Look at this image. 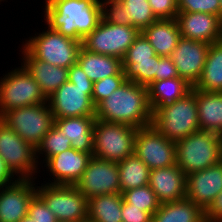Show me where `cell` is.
I'll return each instance as SVG.
<instances>
[{
  "mask_svg": "<svg viewBox=\"0 0 222 222\" xmlns=\"http://www.w3.org/2000/svg\"><path fill=\"white\" fill-rule=\"evenodd\" d=\"M40 85L21 65L0 78V117L9 110L46 103Z\"/></svg>",
  "mask_w": 222,
  "mask_h": 222,
  "instance_id": "obj_8",
  "label": "cell"
},
{
  "mask_svg": "<svg viewBox=\"0 0 222 222\" xmlns=\"http://www.w3.org/2000/svg\"><path fill=\"white\" fill-rule=\"evenodd\" d=\"M44 22L65 37L83 42L102 20L99 0H45Z\"/></svg>",
  "mask_w": 222,
  "mask_h": 222,
  "instance_id": "obj_1",
  "label": "cell"
},
{
  "mask_svg": "<svg viewBox=\"0 0 222 222\" xmlns=\"http://www.w3.org/2000/svg\"><path fill=\"white\" fill-rule=\"evenodd\" d=\"M205 222H222V191L204 211Z\"/></svg>",
  "mask_w": 222,
  "mask_h": 222,
  "instance_id": "obj_43",
  "label": "cell"
},
{
  "mask_svg": "<svg viewBox=\"0 0 222 222\" xmlns=\"http://www.w3.org/2000/svg\"><path fill=\"white\" fill-rule=\"evenodd\" d=\"M77 63L93 83L108 76L124 75L120 58L92 53L83 46L80 48Z\"/></svg>",
  "mask_w": 222,
  "mask_h": 222,
  "instance_id": "obj_24",
  "label": "cell"
},
{
  "mask_svg": "<svg viewBox=\"0 0 222 222\" xmlns=\"http://www.w3.org/2000/svg\"><path fill=\"white\" fill-rule=\"evenodd\" d=\"M122 66L126 81L148 87L155 81V75L158 73V55L153 56L152 61H134L122 63Z\"/></svg>",
  "mask_w": 222,
  "mask_h": 222,
  "instance_id": "obj_32",
  "label": "cell"
},
{
  "mask_svg": "<svg viewBox=\"0 0 222 222\" xmlns=\"http://www.w3.org/2000/svg\"><path fill=\"white\" fill-rule=\"evenodd\" d=\"M209 46V43L180 37L170 56L179 77L192 87L196 85L202 75Z\"/></svg>",
  "mask_w": 222,
  "mask_h": 222,
  "instance_id": "obj_15",
  "label": "cell"
},
{
  "mask_svg": "<svg viewBox=\"0 0 222 222\" xmlns=\"http://www.w3.org/2000/svg\"><path fill=\"white\" fill-rule=\"evenodd\" d=\"M122 222H152V215L143 208L133 207L123 199Z\"/></svg>",
  "mask_w": 222,
  "mask_h": 222,
  "instance_id": "obj_41",
  "label": "cell"
},
{
  "mask_svg": "<svg viewBox=\"0 0 222 222\" xmlns=\"http://www.w3.org/2000/svg\"><path fill=\"white\" fill-rule=\"evenodd\" d=\"M19 222H35L29 215L23 217Z\"/></svg>",
  "mask_w": 222,
  "mask_h": 222,
  "instance_id": "obj_45",
  "label": "cell"
},
{
  "mask_svg": "<svg viewBox=\"0 0 222 222\" xmlns=\"http://www.w3.org/2000/svg\"><path fill=\"white\" fill-rule=\"evenodd\" d=\"M154 15L158 19H176L178 14L177 0H148Z\"/></svg>",
  "mask_w": 222,
  "mask_h": 222,
  "instance_id": "obj_40",
  "label": "cell"
},
{
  "mask_svg": "<svg viewBox=\"0 0 222 222\" xmlns=\"http://www.w3.org/2000/svg\"><path fill=\"white\" fill-rule=\"evenodd\" d=\"M139 34L140 31L134 26L116 25L102 19L83 39L82 46L92 53L110 55L122 60Z\"/></svg>",
  "mask_w": 222,
  "mask_h": 222,
  "instance_id": "obj_12",
  "label": "cell"
},
{
  "mask_svg": "<svg viewBox=\"0 0 222 222\" xmlns=\"http://www.w3.org/2000/svg\"><path fill=\"white\" fill-rule=\"evenodd\" d=\"M200 130L222 135V92L196 89Z\"/></svg>",
  "mask_w": 222,
  "mask_h": 222,
  "instance_id": "obj_25",
  "label": "cell"
},
{
  "mask_svg": "<svg viewBox=\"0 0 222 222\" xmlns=\"http://www.w3.org/2000/svg\"><path fill=\"white\" fill-rule=\"evenodd\" d=\"M152 125L167 139L177 141L200 130L196 89L153 112Z\"/></svg>",
  "mask_w": 222,
  "mask_h": 222,
  "instance_id": "obj_5",
  "label": "cell"
},
{
  "mask_svg": "<svg viewBox=\"0 0 222 222\" xmlns=\"http://www.w3.org/2000/svg\"><path fill=\"white\" fill-rule=\"evenodd\" d=\"M186 179L187 175L175 164L151 170L148 185L163 204L186 198Z\"/></svg>",
  "mask_w": 222,
  "mask_h": 222,
  "instance_id": "obj_20",
  "label": "cell"
},
{
  "mask_svg": "<svg viewBox=\"0 0 222 222\" xmlns=\"http://www.w3.org/2000/svg\"><path fill=\"white\" fill-rule=\"evenodd\" d=\"M0 156L17 179H37L40 174L36 149L1 120Z\"/></svg>",
  "mask_w": 222,
  "mask_h": 222,
  "instance_id": "obj_11",
  "label": "cell"
},
{
  "mask_svg": "<svg viewBox=\"0 0 222 222\" xmlns=\"http://www.w3.org/2000/svg\"><path fill=\"white\" fill-rule=\"evenodd\" d=\"M181 37L204 43L222 39V20L213 14L178 12L176 16Z\"/></svg>",
  "mask_w": 222,
  "mask_h": 222,
  "instance_id": "obj_19",
  "label": "cell"
},
{
  "mask_svg": "<svg viewBox=\"0 0 222 222\" xmlns=\"http://www.w3.org/2000/svg\"><path fill=\"white\" fill-rule=\"evenodd\" d=\"M141 33L146 37L158 56H171L180 35L176 19H158Z\"/></svg>",
  "mask_w": 222,
  "mask_h": 222,
  "instance_id": "obj_23",
  "label": "cell"
},
{
  "mask_svg": "<svg viewBox=\"0 0 222 222\" xmlns=\"http://www.w3.org/2000/svg\"><path fill=\"white\" fill-rule=\"evenodd\" d=\"M91 154L70 148L60 154L52 156L42 166L50 177L45 184L75 185L84 173ZM48 169V170H47ZM51 179V180H50ZM50 181V182H49Z\"/></svg>",
  "mask_w": 222,
  "mask_h": 222,
  "instance_id": "obj_17",
  "label": "cell"
},
{
  "mask_svg": "<svg viewBox=\"0 0 222 222\" xmlns=\"http://www.w3.org/2000/svg\"><path fill=\"white\" fill-rule=\"evenodd\" d=\"M70 148L71 141L64 136L55 125H53L50 131L43 137L42 142L36 148V160L38 165H40L39 167H42V165L45 164L52 156L60 154Z\"/></svg>",
  "mask_w": 222,
  "mask_h": 222,
  "instance_id": "obj_31",
  "label": "cell"
},
{
  "mask_svg": "<svg viewBox=\"0 0 222 222\" xmlns=\"http://www.w3.org/2000/svg\"><path fill=\"white\" fill-rule=\"evenodd\" d=\"M0 120L35 149L54 125V116L48 101L9 110Z\"/></svg>",
  "mask_w": 222,
  "mask_h": 222,
  "instance_id": "obj_9",
  "label": "cell"
},
{
  "mask_svg": "<svg viewBox=\"0 0 222 222\" xmlns=\"http://www.w3.org/2000/svg\"><path fill=\"white\" fill-rule=\"evenodd\" d=\"M156 52L146 37L140 32L133 44L127 50L122 63H133L134 61H152Z\"/></svg>",
  "mask_w": 222,
  "mask_h": 222,
  "instance_id": "obj_35",
  "label": "cell"
},
{
  "mask_svg": "<svg viewBox=\"0 0 222 222\" xmlns=\"http://www.w3.org/2000/svg\"><path fill=\"white\" fill-rule=\"evenodd\" d=\"M21 65L40 85L41 91L48 99L62 84L68 80V68L51 65L34 58L23 46Z\"/></svg>",
  "mask_w": 222,
  "mask_h": 222,
  "instance_id": "obj_21",
  "label": "cell"
},
{
  "mask_svg": "<svg viewBox=\"0 0 222 222\" xmlns=\"http://www.w3.org/2000/svg\"><path fill=\"white\" fill-rule=\"evenodd\" d=\"M176 164L186 174L204 170L222 160V135L199 130L175 142Z\"/></svg>",
  "mask_w": 222,
  "mask_h": 222,
  "instance_id": "obj_4",
  "label": "cell"
},
{
  "mask_svg": "<svg viewBox=\"0 0 222 222\" xmlns=\"http://www.w3.org/2000/svg\"><path fill=\"white\" fill-rule=\"evenodd\" d=\"M36 184V194L57 221L80 222L87 219L88 200L75 185Z\"/></svg>",
  "mask_w": 222,
  "mask_h": 222,
  "instance_id": "obj_10",
  "label": "cell"
},
{
  "mask_svg": "<svg viewBox=\"0 0 222 222\" xmlns=\"http://www.w3.org/2000/svg\"><path fill=\"white\" fill-rule=\"evenodd\" d=\"M95 118L135 128L152 125L153 111L148 88L133 81H125L95 107Z\"/></svg>",
  "mask_w": 222,
  "mask_h": 222,
  "instance_id": "obj_2",
  "label": "cell"
},
{
  "mask_svg": "<svg viewBox=\"0 0 222 222\" xmlns=\"http://www.w3.org/2000/svg\"><path fill=\"white\" fill-rule=\"evenodd\" d=\"M45 31L36 32L22 42V46L36 59L58 67L70 68L77 62L83 42L65 37L45 26Z\"/></svg>",
  "mask_w": 222,
  "mask_h": 222,
  "instance_id": "obj_6",
  "label": "cell"
},
{
  "mask_svg": "<svg viewBox=\"0 0 222 222\" xmlns=\"http://www.w3.org/2000/svg\"><path fill=\"white\" fill-rule=\"evenodd\" d=\"M80 222H93V221H90L89 219H86V220L80 221Z\"/></svg>",
  "mask_w": 222,
  "mask_h": 222,
  "instance_id": "obj_47",
  "label": "cell"
},
{
  "mask_svg": "<svg viewBox=\"0 0 222 222\" xmlns=\"http://www.w3.org/2000/svg\"><path fill=\"white\" fill-rule=\"evenodd\" d=\"M75 187L87 200L98 195L121 193L118 164L92 156Z\"/></svg>",
  "mask_w": 222,
  "mask_h": 222,
  "instance_id": "obj_14",
  "label": "cell"
},
{
  "mask_svg": "<svg viewBox=\"0 0 222 222\" xmlns=\"http://www.w3.org/2000/svg\"><path fill=\"white\" fill-rule=\"evenodd\" d=\"M178 12H201L220 18L219 0H177Z\"/></svg>",
  "mask_w": 222,
  "mask_h": 222,
  "instance_id": "obj_38",
  "label": "cell"
},
{
  "mask_svg": "<svg viewBox=\"0 0 222 222\" xmlns=\"http://www.w3.org/2000/svg\"><path fill=\"white\" fill-rule=\"evenodd\" d=\"M193 88L222 92V39L210 44L202 75Z\"/></svg>",
  "mask_w": 222,
  "mask_h": 222,
  "instance_id": "obj_28",
  "label": "cell"
},
{
  "mask_svg": "<svg viewBox=\"0 0 222 222\" xmlns=\"http://www.w3.org/2000/svg\"><path fill=\"white\" fill-rule=\"evenodd\" d=\"M134 154L151 170L176 164L175 141L167 139L153 125L138 128Z\"/></svg>",
  "mask_w": 222,
  "mask_h": 222,
  "instance_id": "obj_13",
  "label": "cell"
},
{
  "mask_svg": "<svg viewBox=\"0 0 222 222\" xmlns=\"http://www.w3.org/2000/svg\"><path fill=\"white\" fill-rule=\"evenodd\" d=\"M17 180L18 179L11 173V171L6 166L5 161L0 156V187L13 184Z\"/></svg>",
  "mask_w": 222,
  "mask_h": 222,
  "instance_id": "obj_44",
  "label": "cell"
},
{
  "mask_svg": "<svg viewBox=\"0 0 222 222\" xmlns=\"http://www.w3.org/2000/svg\"><path fill=\"white\" fill-rule=\"evenodd\" d=\"M138 128L122 123L96 119L93 127V156L120 162L134 153V138Z\"/></svg>",
  "mask_w": 222,
  "mask_h": 222,
  "instance_id": "obj_7",
  "label": "cell"
},
{
  "mask_svg": "<svg viewBox=\"0 0 222 222\" xmlns=\"http://www.w3.org/2000/svg\"><path fill=\"white\" fill-rule=\"evenodd\" d=\"M121 193L105 194L88 199L87 219L93 222H122Z\"/></svg>",
  "mask_w": 222,
  "mask_h": 222,
  "instance_id": "obj_29",
  "label": "cell"
},
{
  "mask_svg": "<svg viewBox=\"0 0 222 222\" xmlns=\"http://www.w3.org/2000/svg\"><path fill=\"white\" fill-rule=\"evenodd\" d=\"M117 164L121 194L129 189L148 185L151 169L134 153Z\"/></svg>",
  "mask_w": 222,
  "mask_h": 222,
  "instance_id": "obj_30",
  "label": "cell"
},
{
  "mask_svg": "<svg viewBox=\"0 0 222 222\" xmlns=\"http://www.w3.org/2000/svg\"><path fill=\"white\" fill-rule=\"evenodd\" d=\"M152 222H205L204 211L188 198L160 204Z\"/></svg>",
  "mask_w": 222,
  "mask_h": 222,
  "instance_id": "obj_26",
  "label": "cell"
},
{
  "mask_svg": "<svg viewBox=\"0 0 222 222\" xmlns=\"http://www.w3.org/2000/svg\"><path fill=\"white\" fill-rule=\"evenodd\" d=\"M126 81L124 75H114L94 82L92 91V102L96 107L106 99L112 92L118 89Z\"/></svg>",
  "mask_w": 222,
  "mask_h": 222,
  "instance_id": "obj_36",
  "label": "cell"
},
{
  "mask_svg": "<svg viewBox=\"0 0 222 222\" xmlns=\"http://www.w3.org/2000/svg\"><path fill=\"white\" fill-rule=\"evenodd\" d=\"M126 11V17L131 21V26L140 32L158 20L150 7L148 0H119Z\"/></svg>",
  "mask_w": 222,
  "mask_h": 222,
  "instance_id": "obj_33",
  "label": "cell"
},
{
  "mask_svg": "<svg viewBox=\"0 0 222 222\" xmlns=\"http://www.w3.org/2000/svg\"><path fill=\"white\" fill-rule=\"evenodd\" d=\"M28 215L35 222H57L55 215L37 194L29 204Z\"/></svg>",
  "mask_w": 222,
  "mask_h": 222,
  "instance_id": "obj_39",
  "label": "cell"
},
{
  "mask_svg": "<svg viewBox=\"0 0 222 222\" xmlns=\"http://www.w3.org/2000/svg\"><path fill=\"white\" fill-rule=\"evenodd\" d=\"M93 85L79 64H73L68 69V80L48 98L54 119L95 116Z\"/></svg>",
  "mask_w": 222,
  "mask_h": 222,
  "instance_id": "obj_3",
  "label": "cell"
},
{
  "mask_svg": "<svg viewBox=\"0 0 222 222\" xmlns=\"http://www.w3.org/2000/svg\"><path fill=\"white\" fill-rule=\"evenodd\" d=\"M95 121V116L56 118L54 125L71 141V148L93 156Z\"/></svg>",
  "mask_w": 222,
  "mask_h": 222,
  "instance_id": "obj_22",
  "label": "cell"
},
{
  "mask_svg": "<svg viewBox=\"0 0 222 222\" xmlns=\"http://www.w3.org/2000/svg\"><path fill=\"white\" fill-rule=\"evenodd\" d=\"M147 88L149 103L154 112L160 106L183 98L191 91L192 86L184 79L176 77L154 81Z\"/></svg>",
  "mask_w": 222,
  "mask_h": 222,
  "instance_id": "obj_27",
  "label": "cell"
},
{
  "mask_svg": "<svg viewBox=\"0 0 222 222\" xmlns=\"http://www.w3.org/2000/svg\"><path fill=\"white\" fill-rule=\"evenodd\" d=\"M36 179H18L0 187V222H19L28 215L32 198L36 195Z\"/></svg>",
  "mask_w": 222,
  "mask_h": 222,
  "instance_id": "obj_16",
  "label": "cell"
},
{
  "mask_svg": "<svg viewBox=\"0 0 222 222\" xmlns=\"http://www.w3.org/2000/svg\"><path fill=\"white\" fill-rule=\"evenodd\" d=\"M123 199L136 208H143V211L153 215L160 206L155 192L149 185L132 188L122 193Z\"/></svg>",
  "mask_w": 222,
  "mask_h": 222,
  "instance_id": "obj_34",
  "label": "cell"
},
{
  "mask_svg": "<svg viewBox=\"0 0 222 222\" xmlns=\"http://www.w3.org/2000/svg\"><path fill=\"white\" fill-rule=\"evenodd\" d=\"M102 19L107 23L116 25H131V21L126 17V11L119 0L101 1Z\"/></svg>",
  "mask_w": 222,
  "mask_h": 222,
  "instance_id": "obj_37",
  "label": "cell"
},
{
  "mask_svg": "<svg viewBox=\"0 0 222 222\" xmlns=\"http://www.w3.org/2000/svg\"><path fill=\"white\" fill-rule=\"evenodd\" d=\"M222 191V160L204 170L192 172L186 179V198L203 211Z\"/></svg>",
  "mask_w": 222,
  "mask_h": 222,
  "instance_id": "obj_18",
  "label": "cell"
},
{
  "mask_svg": "<svg viewBox=\"0 0 222 222\" xmlns=\"http://www.w3.org/2000/svg\"><path fill=\"white\" fill-rule=\"evenodd\" d=\"M220 2V19L222 20V0H219Z\"/></svg>",
  "mask_w": 222,
  "mask_h": 222,
  "instance_id": "obj_46",
  "label": "cell"
},
{
  "mask_svg": "<svg viewBox=\"0 0 222 222\" xmlns=\"http://www.w3.org/2000/svg\"><path fill=\"white\" fill-rule=\"evenodd\" d=\"M179 77L175 64L170 56H158V73L155 81Z\"/></svg>",
  "mask_w": 222,
  "mask_h": 222,
  "instance_id": "obj_42",
  "label": "cell"
}]
</instances>
